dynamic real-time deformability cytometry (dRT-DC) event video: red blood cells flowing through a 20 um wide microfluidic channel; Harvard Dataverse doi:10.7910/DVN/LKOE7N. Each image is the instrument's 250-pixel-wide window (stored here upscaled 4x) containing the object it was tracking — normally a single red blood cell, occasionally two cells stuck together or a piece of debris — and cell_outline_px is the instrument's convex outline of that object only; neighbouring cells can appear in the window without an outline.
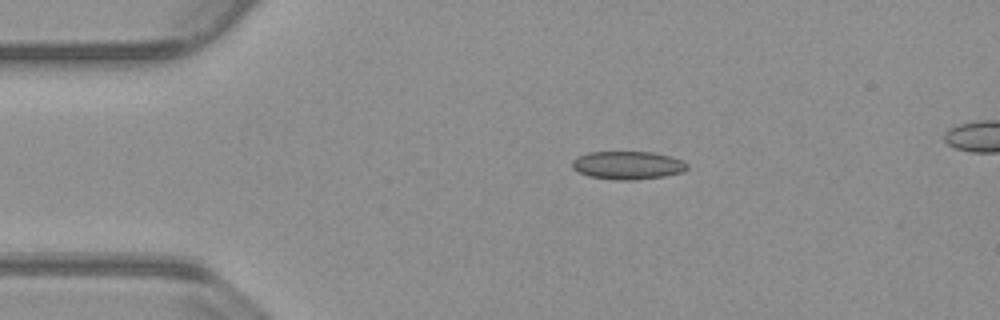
{"species": "common noctule bat (a hibernating species)", "species_latin": "Nyctalus noctula", "temperature_condition": "warm", "stored_images_in_passage": 10, "camera_frame_rate_fps": 3000, "um_per_image_px": 0.085, "animal": {"sex": "male", "body_mass_g": 23.1, "forearm_length_mm": 52.7}, "frame": {"image": 1, "passage_image": 1, "time_ms": 0.0, "image_size_px": [1000, 320], "cell_outline_px": [[688, 168], [684, 172], [664, 176], [636, 180], [616, 180], [588, 176], [572, 168], [572, 160], [576, 156], [588, 152], [652, 152], [668, 156], [680, 160], [688, 164]], "centroid_in_image_um": [53.33, 14.05], "position_along_channel_um": 31.7, "area_um2": 18.9}}
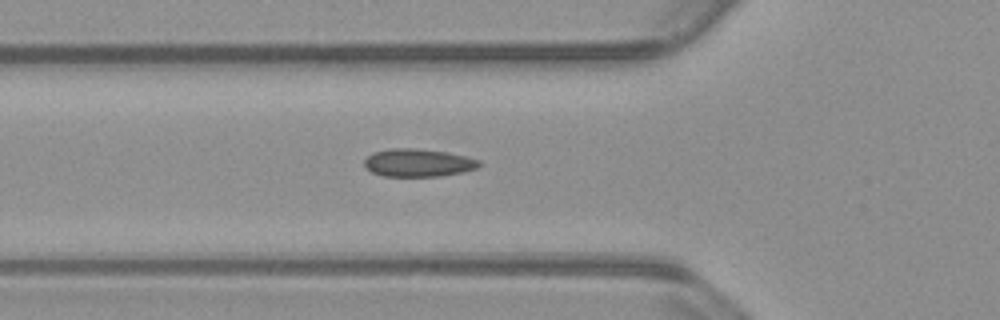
{"frame": {"image": 2, "passage_image": 9, "time_ms": 2.667, "image_size_px": [1000, 320], "cell_outline_px": [[480, 164], [476, 168], [464, 172], [440, 176], [384, 176], [372, 172], [364, 168], [364, 160], [372, 152], [388, 148], [416, 148], [444, 152], [464, 156], [480, 160]], "centroid_in_image_um": [35.49, 13.83], "position_along_channel_um": 90.3, "area_um2": 18.67}}